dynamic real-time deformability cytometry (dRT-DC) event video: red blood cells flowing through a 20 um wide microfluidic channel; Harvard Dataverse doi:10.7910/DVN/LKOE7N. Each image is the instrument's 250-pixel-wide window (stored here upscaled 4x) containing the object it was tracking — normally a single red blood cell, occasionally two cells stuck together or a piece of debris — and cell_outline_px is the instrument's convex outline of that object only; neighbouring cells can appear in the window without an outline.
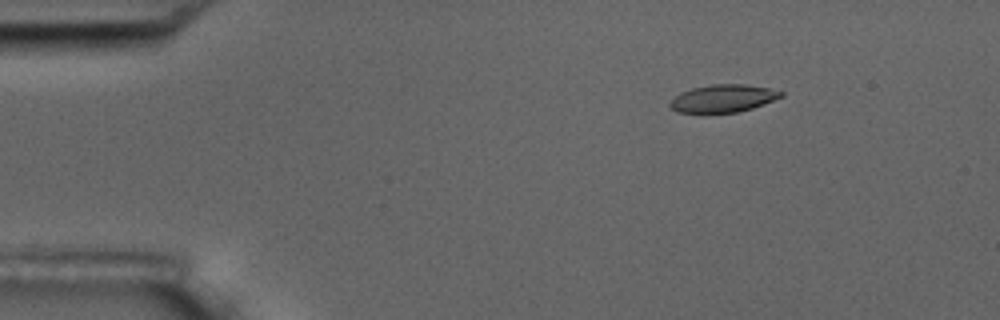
{"species": "common noctule bat (a hibernating species)", "species_latin": "Nyctalus noctula", "temperature_condition": "room temperature", "stored_images_in_passage": 5, "camera_frame_rate_fps": 3000, "um_per_image_px": 0.085, "animal": {"sex": "male", "body_mass_g": 17.5, "forearm_length_mm": 52.3}, "frame": {"image": 1, "passage_image": 3, "time_ms": 2.333, "image_size_px": [1000, 320], "cell_outline_px": [[784, 96], [764, 104], [752, 108], [736, 112], [680, 112], [672, 108], [668, 104], [680, 92], [692, 88], [712, 84], [744, 84], [768, 88], [784, 92]], "centroid_in_image_um": [61.49, 8.35], "position_along_channel_um": 23.5, "area_um2": 17.63}}